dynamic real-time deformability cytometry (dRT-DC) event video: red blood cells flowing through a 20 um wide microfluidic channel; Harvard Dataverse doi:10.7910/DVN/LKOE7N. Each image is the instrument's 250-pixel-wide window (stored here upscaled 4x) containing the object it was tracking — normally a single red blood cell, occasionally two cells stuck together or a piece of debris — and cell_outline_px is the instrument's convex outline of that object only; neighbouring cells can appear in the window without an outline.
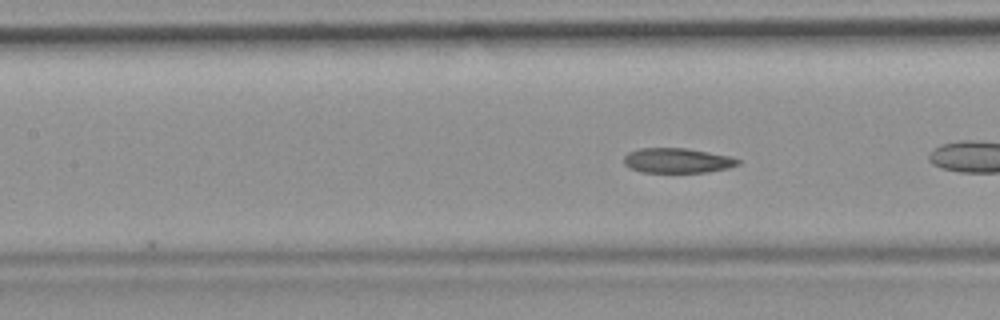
{"species": "common noctule bat (a hibernating species)", "species_latin": "Nyctalus noctula", "temperature_condition": "room temperature", "stored_images_in_passage": 6, "camera_frame_rate_fps": 3000, "um_per_image_px": 0.085, "animal": {"sex": "female", "body_mass_g": 19.9}, "frame": {"image": 1, "passage_image": 6, "time_ms": 6.0, "image_size_px": [1000, 320], "cell_outline_px": [[740, 164], [728, 168], [708, 172], [640, 172], [628, 168], [624, 164], [624, 156], [628, 152], [640, 148], [688, 148], [728, 156], [740, 160]], "centroid_in_image_um": [57.53, 13.65], "position_along_channel_um": 149.9, "area_um2": 16.59}}